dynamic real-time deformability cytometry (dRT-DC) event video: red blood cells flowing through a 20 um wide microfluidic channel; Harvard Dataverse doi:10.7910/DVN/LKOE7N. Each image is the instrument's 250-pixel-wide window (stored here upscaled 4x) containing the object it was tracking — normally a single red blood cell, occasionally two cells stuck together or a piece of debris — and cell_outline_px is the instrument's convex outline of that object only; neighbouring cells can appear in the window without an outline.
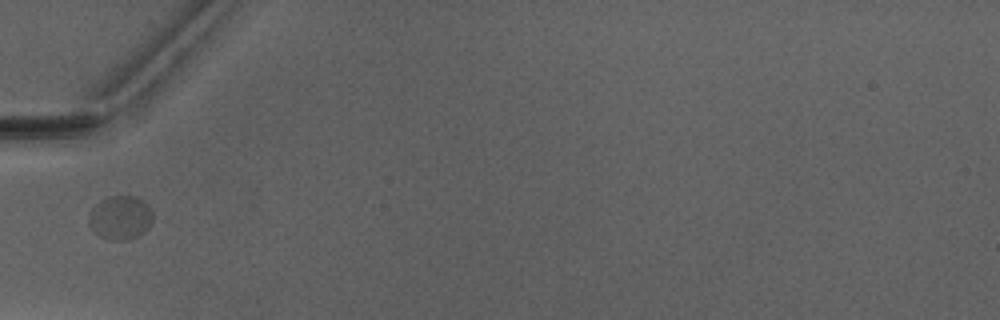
{"species": "Egyptian fruit bat (a non-hibernating species)", "species_latin": "Rousettus aegyptiacus", "temperature_condition": "warm", "stored_images_in_passage": 1, "camera_frame_rate_fps": 3000, "um_per_image_px": 0.085, "animal": {"sex": "male"}, "frame": {"image": 1, "passage_image": 1, "time_ms": 0.0, "image_size_px": [1000, 320], "cell_outline_px": [[152, 220], [148, 228], [140, 236], [124, 240], [112, 240], [100, 236], [88, 224], [88, 216], [92, 208], [100, 200], [108, 196], [136, 196], [144, 200], [148, 204], [152, 212]], "centroid_in_image_um": [10.24, 18.48], "position_along_channel_um": 74.8, "area_um2": 16.47}}